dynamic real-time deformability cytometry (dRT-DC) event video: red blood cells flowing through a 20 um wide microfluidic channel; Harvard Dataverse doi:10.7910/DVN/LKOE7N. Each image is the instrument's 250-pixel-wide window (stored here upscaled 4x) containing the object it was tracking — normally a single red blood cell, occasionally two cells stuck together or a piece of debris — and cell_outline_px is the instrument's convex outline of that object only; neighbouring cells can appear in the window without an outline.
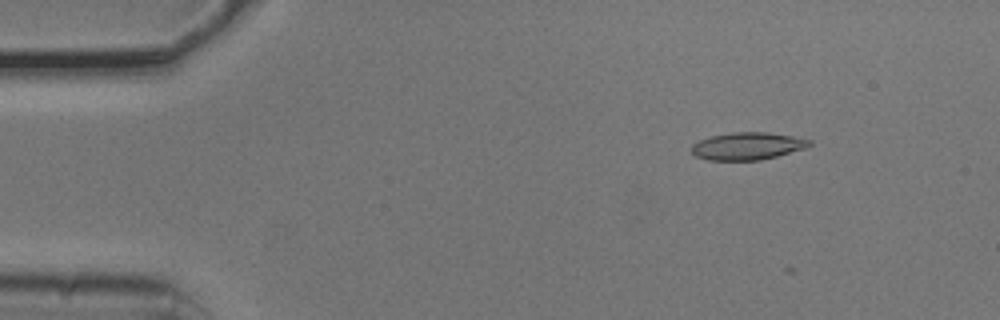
{"species": "common noctule bat (a hibernating species)", "species_latin": "Nyctalus noctula", "temperature_condition": "cold", "stored_images_in_passage": 5, "camera_frame_rate_fps": 3000, "um_per_image_px": 0.085, "animal": {"sex": "male", "body_mass_g": 20.5, "forearm_length_mm": 52.5}, "frame": {"image": 1, "passage_image": 2, "time_ms": 0.333, "image_size_px": [1000, 320], "cell_outline_px": [[812, 144], [808, 148], [760, 160], [708, 160], [696, 156], [688, 148], [692, 144], [700, 140], [712, 136], [732, 132], [764, 132], [792, 136], [812, 140]], "centroid_in_image_um": [63.54, 12.42], "position_along_channel_um": 21.5, "area_um2": 18.9}}